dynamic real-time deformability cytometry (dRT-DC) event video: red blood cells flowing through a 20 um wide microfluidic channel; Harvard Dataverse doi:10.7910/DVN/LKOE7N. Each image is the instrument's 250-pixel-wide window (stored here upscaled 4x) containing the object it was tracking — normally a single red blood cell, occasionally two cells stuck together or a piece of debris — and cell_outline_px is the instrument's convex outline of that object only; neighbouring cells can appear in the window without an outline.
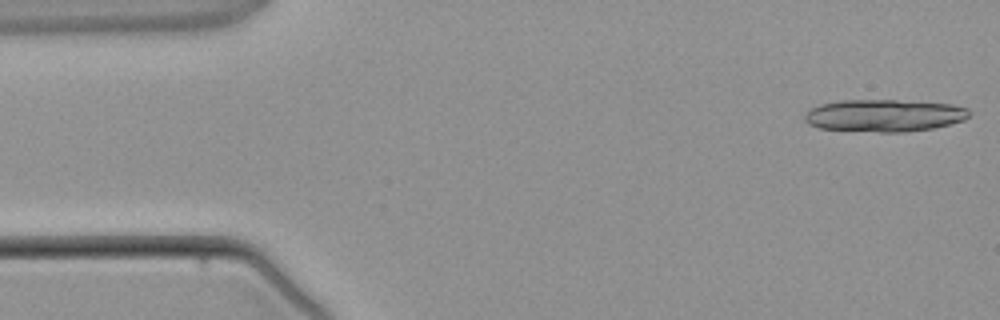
{"species": "common noctule bat (a hibernating species)", "species_latin": "Nyctalus noctula", "temperature_condition": "warm", "stored_images_in_passage": 5, "segment_of_instrument_passage": [1, 2], "camera_frame_rate_fps": 3000, "um_per_image_px": 0.085, "animal": {"sex": "male", "body_mass_g": 21.5, "forearm_length_mm": 52.0}, "frame": {"image": 1, "passage_image": 1, "time_ms": 0.0, "image_size_px": [1000, 320], "cell_outline_px": [[972, 112], [964, 120], [932, 128], [904, 132], [880, 132], [820, 128], [808, 124], [804, 120], [804, 116], [812, 108], [820, 104], [840, 100], [896, 100], [952, 104], [968, 108]], "centroid_in_image_um": [75.17, 9.81], "position_along_channel_um": 9.8, "area_um2": 30.87}}